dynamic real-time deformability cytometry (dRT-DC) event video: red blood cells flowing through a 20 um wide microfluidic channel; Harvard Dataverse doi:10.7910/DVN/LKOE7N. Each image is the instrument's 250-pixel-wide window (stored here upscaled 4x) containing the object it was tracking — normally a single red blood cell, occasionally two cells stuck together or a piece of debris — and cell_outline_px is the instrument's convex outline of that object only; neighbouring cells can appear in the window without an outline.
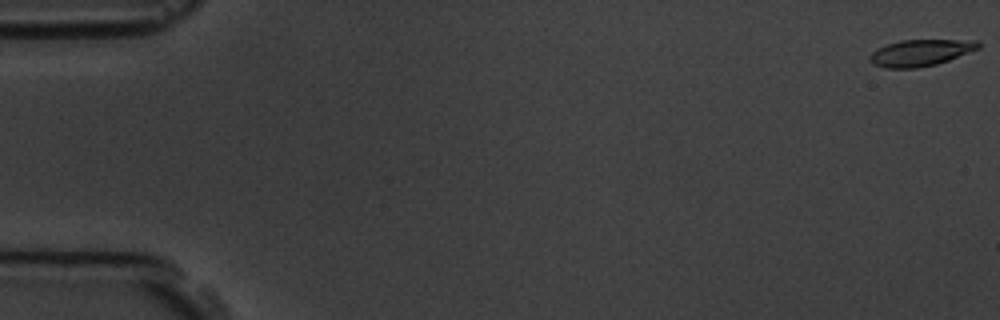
{"species": "common noctule bat (a hibernating species)", "species_latin": "Nyctalus noctula", "temperature_condition": "room temperature", "stored_images_in_passage": 10, "camera_frame_rate_fps": 3000, "um_per_image_px": 0.085, "animal": {"sex": "male", "body_mass_g": 19.5, "forearm_length_mm": 54.6}, "frame": {"image": 1, "passage_image": 1, "time_ms": 0.0, "image_size_px": [1000, 320], "cell_outline_px": [[980, 48], [948, 60], [936, 64], [916, 68], [884, 68], [872, 64], [868, 60], [868, 56], [872, 52], [888, 44], [900, 40], [976, 40], [980, 44]], "centroid_in_image_um": [78.21, 4.49], "position_along_channel_um": 6.8, "area_um2": 16.7}}
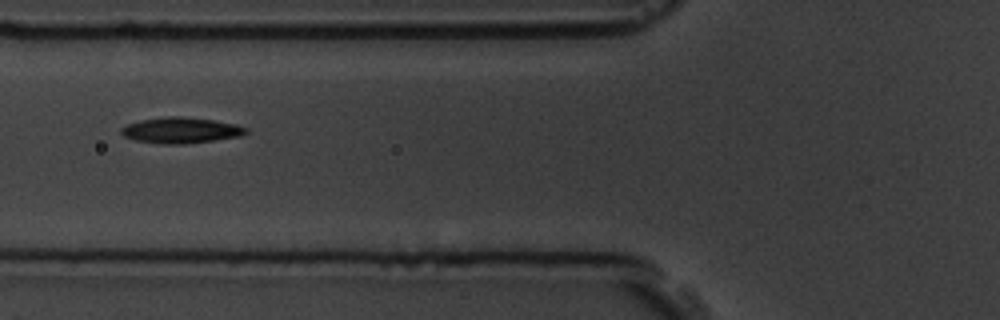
{"frame": {"image": 2, "passage_image": 7, "time_ms": 7.0, "image_size_px": [1000, 320], "cell_outline_px": [[248, 132], [240, 136], [184, 144], [160, 144], [136, 140], [124, 136], [120, 132], [120, 128], [128, 124], [140, 120], [164, 116], [180, 116], [212, 120], [236, 124], [248, 128]], "centroid_in_image_um": [15.35, 11.07], "position_along_channel_um": 110.4, "area_um2": 18.73}}
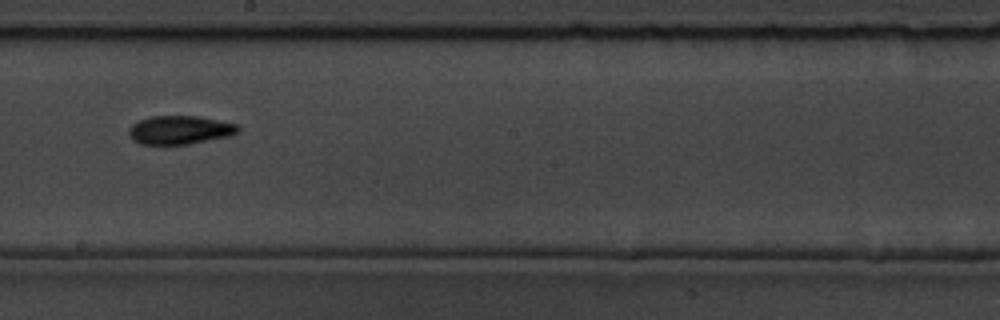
{"frame": {"image": 3, "passage_image": 10, "time_ms": 10.333, "image_size_px": [1000, 320], "cell_outline_px": [[240, 132], [232, 136], [188, 144], [140, 144], [132, 140], [128, 136], [128, 128], [132, 124], [140, 120], [152, 116], [196, 116], [240, 124]], "centroid_in_image_um": [15.31, 11.05], "position_along_channel_um": 232.9, "area_um2": 18.44}}